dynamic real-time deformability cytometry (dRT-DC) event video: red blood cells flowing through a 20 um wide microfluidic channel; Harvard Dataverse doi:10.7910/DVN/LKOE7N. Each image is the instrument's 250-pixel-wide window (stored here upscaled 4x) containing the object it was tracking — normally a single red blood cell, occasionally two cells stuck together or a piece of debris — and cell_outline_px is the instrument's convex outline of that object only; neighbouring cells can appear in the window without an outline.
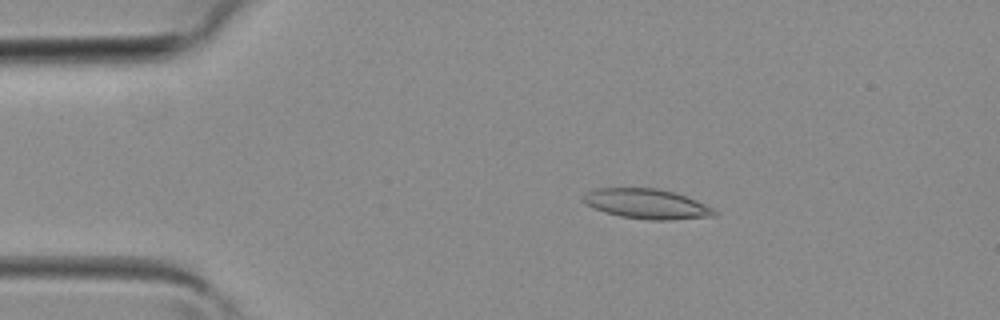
{"species": "common noctule bat (a hibernating species)", "species_latin": "Nyctalus noctula", "temperature_condition": "room temperature", "stored_images_in_passage": 2, "camera_frame_rate_fps": 3000, "um_per_image_px": 0.085, "animal": {"sex": "female", "body_mass_g": 19.3, "forearm_length_mm": 54.1}, "frame": {"image": 1, "passage_image": 1, "time_ms": 0.0, "image_size_px": [1000, 320], "cell_outline_px": [[716, 216], [668, 220], [652, 220], [620, 216], [604, 212], [584, 204], [580, 196], [584, 192], [596, 188], [656, 188], [672, 192], [696, 200], [712, 208], [716, 212]], "centroid_in_image_um": [54.89, 17.32], "position_along_channel_um": 30.1, "area_um2": 22.83}}